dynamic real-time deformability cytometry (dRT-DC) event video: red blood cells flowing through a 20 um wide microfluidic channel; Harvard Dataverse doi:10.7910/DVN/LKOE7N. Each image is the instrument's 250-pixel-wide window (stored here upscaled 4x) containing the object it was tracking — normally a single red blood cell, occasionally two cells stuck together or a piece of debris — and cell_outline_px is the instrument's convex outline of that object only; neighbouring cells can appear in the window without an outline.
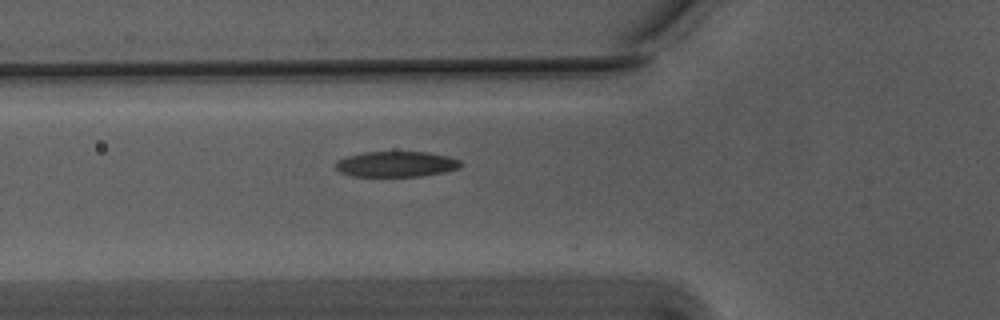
{"species": "Egyptian fruit bat (a non-hibernating species)", "species_latin": "Rousettus aegyptiacus", "temperature_condition": "warm", "stored_images_in_passage": 16, "camera_frame_rate_fps": 3000, "um_per_image_px": 0.085, "animal": {"sex": "male"}, "frame": {"image": 1, "passage_image": 10, "time_ms": 3.0, "image_size_px": [1000, 320], "cell_outline_px": [[460, 168], [444, 172], [420, 176], [352, 176], [340, 172], [336, 168], [336, 160], [344, 156], [364, 152], [428, 152], [448, 156], [460, 160]], "centroid_in_image_um": [33.65, 13.94], "position_along_channel_um": 92.1, "area_um2": 18.67}}
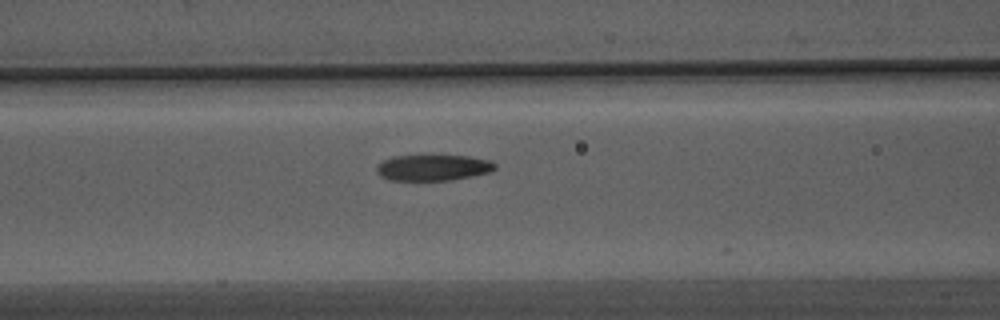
{"frame": {"image": 2, "passage_image": 13, "time_ms": 4.0, "image_size_px": [1000, 320], "cell_outline_px": [[496, 168], [488, 172], [472, 176], [452, 180], [388, 180], [380, 176], [376, 172], [376, 164], [392, 156], [468, 156], [492, 160], [496, 164]], "centroid_in_image_um": [36.79, 14.25], "position_along_channel_um": 129.8, "area_um2": 17.98}}